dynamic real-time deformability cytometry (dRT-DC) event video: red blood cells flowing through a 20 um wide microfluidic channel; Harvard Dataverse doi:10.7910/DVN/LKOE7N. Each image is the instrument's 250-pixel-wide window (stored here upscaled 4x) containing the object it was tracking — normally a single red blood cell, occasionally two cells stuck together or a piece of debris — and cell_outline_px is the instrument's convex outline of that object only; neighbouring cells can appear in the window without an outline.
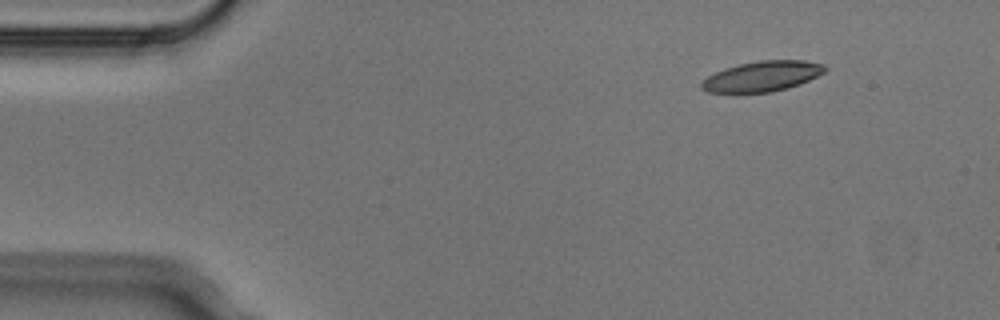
{"species": "Egyptian fruit bat (a non-hibernating species)", "species_latin": "Rousettus aegyptiacus", "temperature_condition": "cold", "stored_images_in_passage": 3, "camera_frame_rate_fps": 3000, "um_per_image_px": 0.085, "animal": {"sex": "male"}, "frame": {"image": 1, "passage_image": 1, "time_ms": 0.0, "image_size_px": [1000, 320], "cell_outline_px": [[828, 68], [824, 72], [800, 84], [788, 88], [772, 92], [708, 92], [700, 88], [700, 84], [708, 76], [724, 68], [740, 64], [760, 60], [804, 60], [824, 64]], "centroid_in_image_um": [64.81, 6.48], "position_along_channel_um": 20.2, "area_um2": 21.68}}